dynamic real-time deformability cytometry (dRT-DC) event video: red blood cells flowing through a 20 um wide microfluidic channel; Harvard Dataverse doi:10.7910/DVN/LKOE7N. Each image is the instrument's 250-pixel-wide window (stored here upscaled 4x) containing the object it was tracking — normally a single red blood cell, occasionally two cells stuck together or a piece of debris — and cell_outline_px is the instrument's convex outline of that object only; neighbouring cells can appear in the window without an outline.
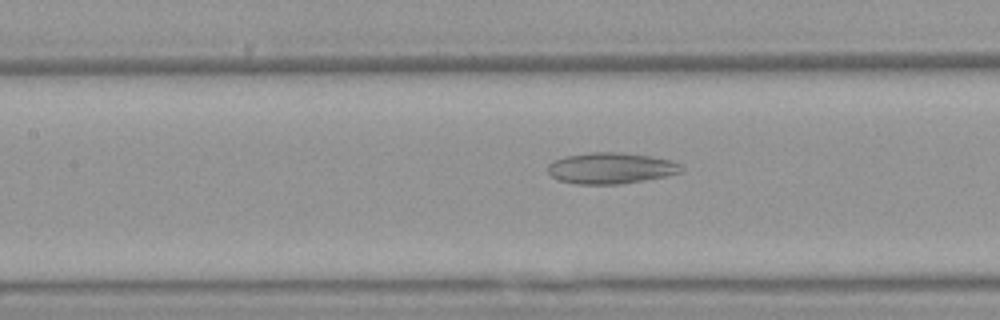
{"species": "Egyptian fruit bat (a non-hibernating species)", "species_latin": "Rousettus aegyptiacus", "temperature_condition": "warm", "stored_images_in_passage": 38, "camera_frame_rate_fps": 3000, "um_per_image_px": 0.085, "animal": {"sex": "female"}, "frame": {"image": 1, "passage_image": 14, "time_ms": 4.333, "image_size_px": [1000, 320], "cell_outline_px": [[684, 168], [680, 172], [664, 176], [644, 180], [620, 184], [576, 184], [560, 180], [552, 176], [548, 172], [548, 164], [564, 156], [592, 152], [620, 152], [648, 156], [672, 160], [680, 164]], "centroid_in_image_um": [51.92, 14.29], "position_along_channel_um": 155.5, "area_um2": 24.04}}
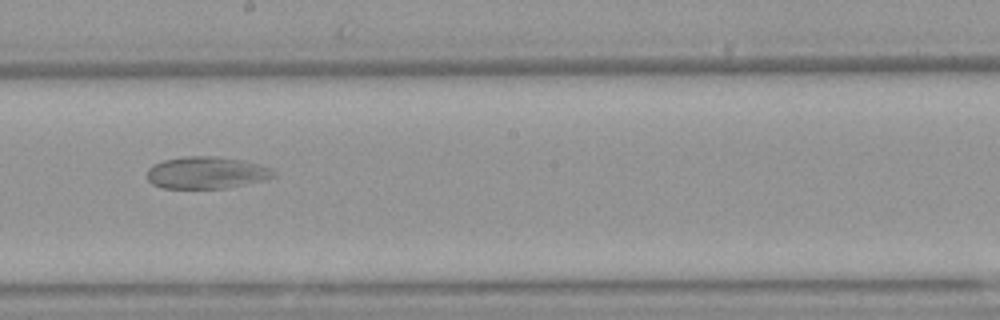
{"frame": {"image": 2, "passage_image": 20, "time_ms": 6.333, "image_size_px": [1000, 320], "cell_outline_px": [[276, 176], [264, 180], [224, 188], [164, 188], [152, 184], [148, 180], [148, 168], [152, 164], [164, 160], [184, 156], [216, 156], [240, 160], [272, 168], [276, 172]], "centroid_in_image_um": [17.53, 14.67], "position_along_channel_um": 230.7, "area_um2": 23.52}}
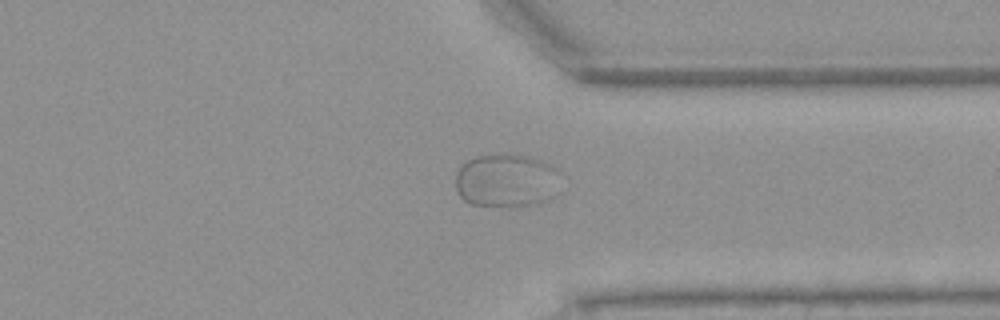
{"frame": {"image": 3, "passage_image": 31, "time_ms": 10.0, "image_size_px": [1000, 320], "cell_outline_px": [[560, 172], [552, 196], [544, 200], [516, 208], [512, 208], [472, 204], [464, 200], [460, 196], [456, 188], [456, 172], [468, 160], [476, 156], [532, 156], [552, 164]], "centroid_in_image_um": [43.03, 15.37], "position_along_channel_um": 368.4, "area_um2": 32.37}}